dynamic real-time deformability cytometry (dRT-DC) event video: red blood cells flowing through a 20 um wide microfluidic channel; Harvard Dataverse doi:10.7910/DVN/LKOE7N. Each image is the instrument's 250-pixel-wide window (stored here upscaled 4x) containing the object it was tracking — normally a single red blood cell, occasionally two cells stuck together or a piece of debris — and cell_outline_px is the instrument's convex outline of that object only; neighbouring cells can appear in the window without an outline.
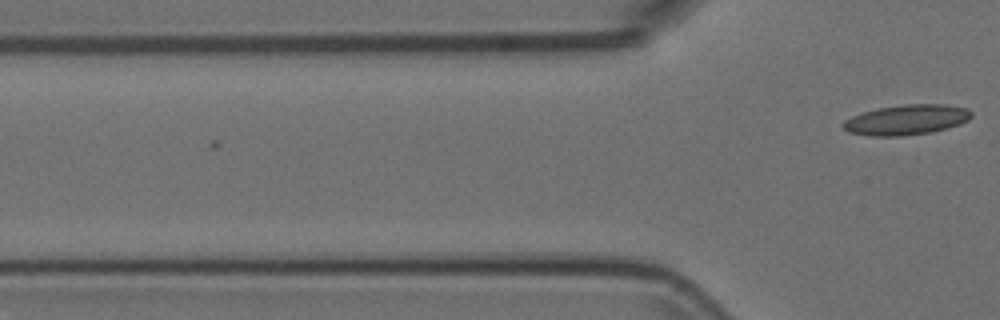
{"species": "Egyptian fruit bat (a non-hibernating species)", "species_latin": "Rousettus aegyptiacus", "temperature_condition": "room temperature", "stored_images_in_passage": 4, "camera_frame_rate_fps": 3000, "um_per_image_px": 0.085, "animal": {"sex": "female"}, "frame": {"image": 1, "passage_image": 4, "time_ms": 1.0, "image_size_px": [1000, 320], "cell_outline_px": [[972, 116], [968, 120], [960, 124], [932, 132], [900, 136], [872, 136], [848, 132], [840, 124], [844, 120], [852, 116], [876, 108], [904, 104], [944, 104], [968, 108], [972, 112]], "centroid_in_image_um": [77.05, 10.17], "position_along_channel_um": 48.8, "area_um2": 22.66}}